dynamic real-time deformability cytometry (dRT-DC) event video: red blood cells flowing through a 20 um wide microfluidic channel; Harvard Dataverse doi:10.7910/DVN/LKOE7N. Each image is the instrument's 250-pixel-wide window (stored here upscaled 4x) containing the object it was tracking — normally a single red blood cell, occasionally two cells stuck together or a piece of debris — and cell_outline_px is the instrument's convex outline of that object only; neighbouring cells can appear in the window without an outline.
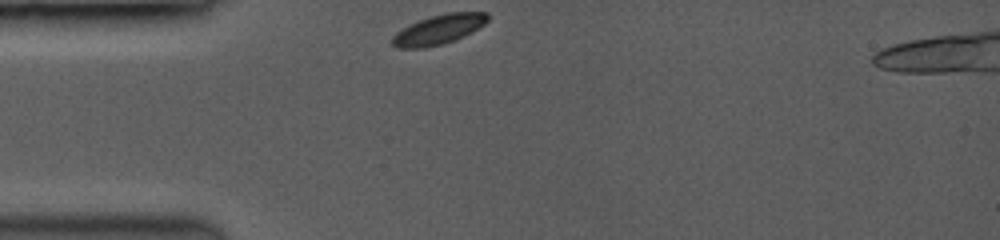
{"species": "common noctule bat (a hibernating species)", "species_latin": "Nyctalus noctula", "temperature_condition": "room temperature", "stored_images_in_passage": 46, "camera_frame_rate_fps": 3500, "um_per_image_px": 0.085, "animal": {"sex": "female", "body_mass_g": 19.0, "forearm_length_mm": 53.3}, "frame": {"image": 1, "passage_image": 1, "time_ms": 0.0, "image_size_px": [1000, 240], "cell_outline_px": [[488, 20], [484, 24], [452, 40], [440, 44], [424, 48], [396, 48], [392, 44], [392, 36], [396, 32], [408, 24], [444, 12], [488, 12]], "centroid_in_image_um": [37.22, 2.49], "position_along_channel_um": 47.8, "area_um2": 16.13}}
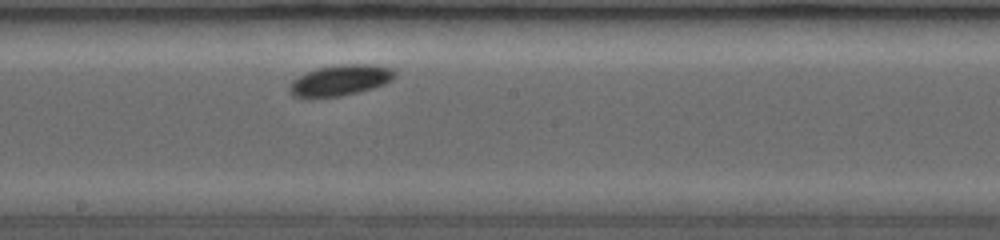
{"frame": {"image": 2, "passage_image": 27, "time_ms": 4.857, "image_size_px": [1000, 240], "cell_outline_px": [[396, 76], [384, 84], [372, 88], [340, 96], [296, 96], [292, 92], [292, 80], [316, 68], [340, 64], [368, 64], [392, 68], [396, 72]], "centroid_in_image_um": [29.01, 6.79], "position_along_channel_um": 219.2, "area_um2": 18.21}}
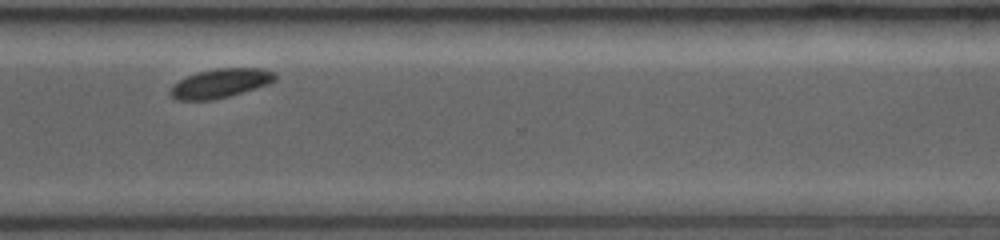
{"frame": {"image": 3, "passage_image": 45, "time_ms": 8.286, "image_size_px": [1000, 240], "cell_outline_px": [[276, 80], [228, 96], [212, 100], [180, 100], [172, 96], [172, 88], [180, 80], [188, 76], [200, 72], [216, 68], [260, 68], [272, 72], [276, 76]], "centroid_in_image_um": [18.73, 7.07], "position_along_channel_um": 351.9, "area_um2": 16.94}}